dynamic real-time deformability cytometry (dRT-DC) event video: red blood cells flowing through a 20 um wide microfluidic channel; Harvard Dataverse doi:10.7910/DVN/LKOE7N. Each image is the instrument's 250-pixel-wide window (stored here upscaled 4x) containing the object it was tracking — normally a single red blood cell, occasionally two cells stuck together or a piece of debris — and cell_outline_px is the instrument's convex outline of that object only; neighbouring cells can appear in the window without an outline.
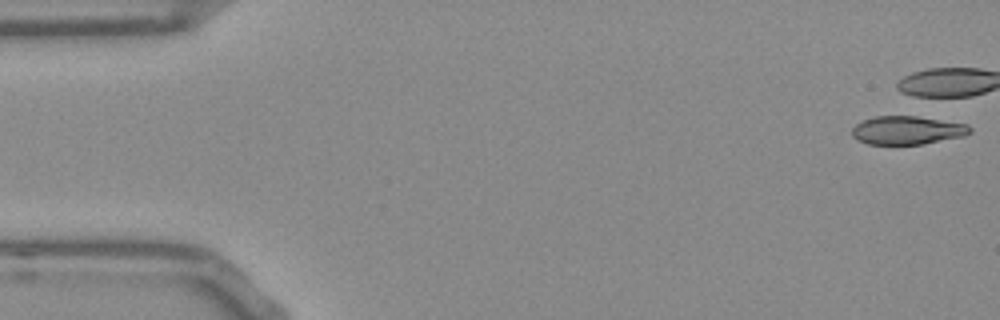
{"species": "Egyptian fruit bat (a non-hibernating species)", "species_latin": "Rousettus aegyptiacus", "temperature_condition": "room temperature", "stored_images_in_passage": 40, "camera_frame_rate_fps": 3000, "um_per_image_px": 0.085, "frame": {"image": 1, "passage_image": 1, "time_ms": 0.0, "image_size_px": [1000, 320], "cell_outline_px": [[972, 132], [964, 136], [924, 144], [868, 144], [852, 136], [852, 128], [860, 120], [876, 116], [916, 116], [968, 124], [972, 128]], "centroid_in_image_um": [77.13, 11.07], "position_along_channel_um": 7.9, "area_um2": 19.59}}